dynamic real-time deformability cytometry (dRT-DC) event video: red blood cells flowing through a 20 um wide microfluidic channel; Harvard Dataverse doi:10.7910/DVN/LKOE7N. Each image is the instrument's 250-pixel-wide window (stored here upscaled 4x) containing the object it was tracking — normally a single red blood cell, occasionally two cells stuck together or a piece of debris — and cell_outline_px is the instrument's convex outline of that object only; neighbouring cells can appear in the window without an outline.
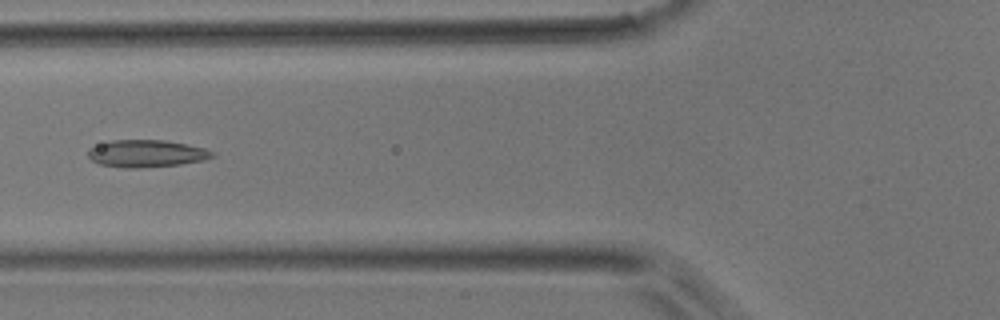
{"species": "common noctule bat (a hibernating species)", "species_latin": "Nyctalus noctula", "temperature_condition": "room temperature", "stored_images_in_passage": 43, "camera_frame_rate_fps": 3000, "um_per_image_px": 0.085, "animal": {"sex": "male", "body_mass_g": 17.9}, "frame": {"image": 1, "passage_image": 13, "time_ms": 4.0, "image_size_px": [1000, 320], "cell_outline_px": [[216, 156], [204, 160], [180, 164], [136, 168], [124, 168], [100, 164], [92, 160], [88, 156], [88, 148], [112, 140], [164, 140], [204, 148], [216, 152]], "centroid_in_image_um": [12.46, 13.05], "position_along_channel_um": 113.3, "area_um2": 19.65}}
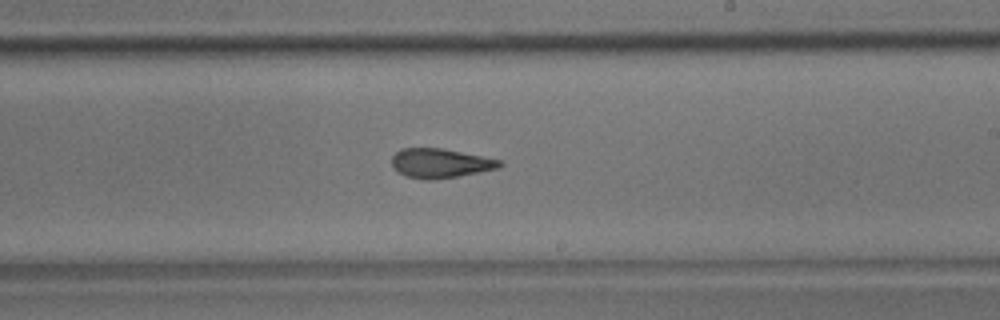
{"frame": {"image": 2, "passage_image": 23, "time_ms": 7.333, "image_size_px": [1000, 320], "cell_outline_px": [[504, 164], [496, 168], [480, 172], [432, 180], [424, 180], [404, 176], [396, 172], [392, 168], [392, 156], [400, 148], [440, 148], [504, 160]], "centroid_in_image_um": [37.39, 13.88], "position_along_channel_um": 251.6, "area_um2": 18.61}}
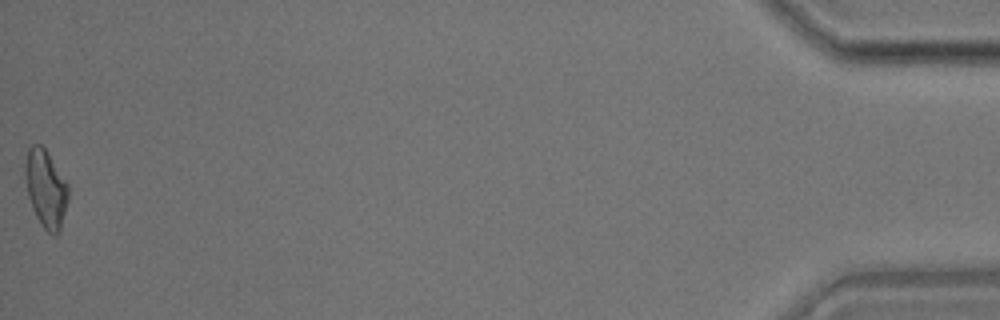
{"frame": {"image": 3, "passage_image": 43, "time_ms": 14.0, "image_size_px": [1000, 320], "cell_outline_px": [[68, 200], [60, 232], [56, 236], [52, 236], [40, 224], [32, 208], [28, 196], [24, 176], [24, 164], [28, 148], [32, 144], [40, 144], [48, 152], [68, 184]], "centroid_in_image_um": [3.89, 16.04], "position_along_channel_um": 431.3, "area_um2": 19.83}}